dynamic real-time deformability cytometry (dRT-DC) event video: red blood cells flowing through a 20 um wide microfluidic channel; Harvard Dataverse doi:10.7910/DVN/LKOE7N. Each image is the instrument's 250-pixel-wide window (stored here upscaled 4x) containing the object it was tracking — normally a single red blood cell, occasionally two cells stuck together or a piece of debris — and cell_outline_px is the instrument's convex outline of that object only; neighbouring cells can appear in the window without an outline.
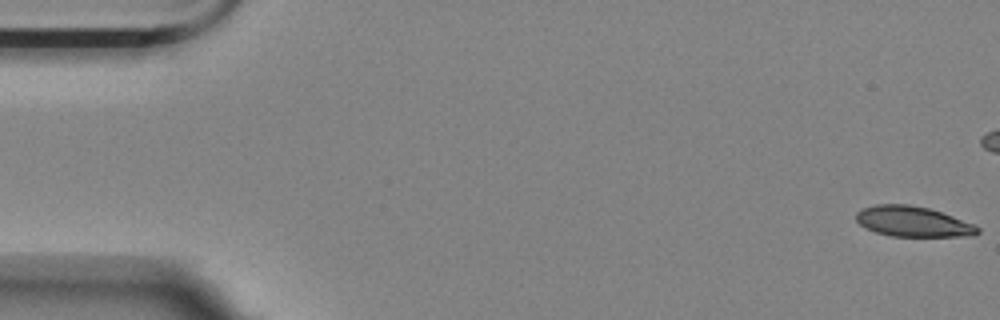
{"species": "Egyptian fruit bat (a non-hibernating species)", "species_latin": "Rousettus aegyptiacus", "temperature_condition": "room temperature", "stored_images_in_passage": 16, "camera_frame_rate_fps": 3000, "um_per_image_px": 0.085, "animal": {"sex": "female"}, "frame": {"image": 1, "passage_image": 1, "time_ms": 0.0, "image_size_px": [1000, 320], "cell_outline_px": [[980, 232], [972, 236], [892, 236], [876, 232], [860, 224], [856, 220], [856, 212], [864, 208], [876, 204], [908, 204], [928, 208], [976, 224], [980, 228]], "centroid_in_image_um": [77.63, 18.83], "position_along_channel_um": 7.4, "area_um2": 21.39}}